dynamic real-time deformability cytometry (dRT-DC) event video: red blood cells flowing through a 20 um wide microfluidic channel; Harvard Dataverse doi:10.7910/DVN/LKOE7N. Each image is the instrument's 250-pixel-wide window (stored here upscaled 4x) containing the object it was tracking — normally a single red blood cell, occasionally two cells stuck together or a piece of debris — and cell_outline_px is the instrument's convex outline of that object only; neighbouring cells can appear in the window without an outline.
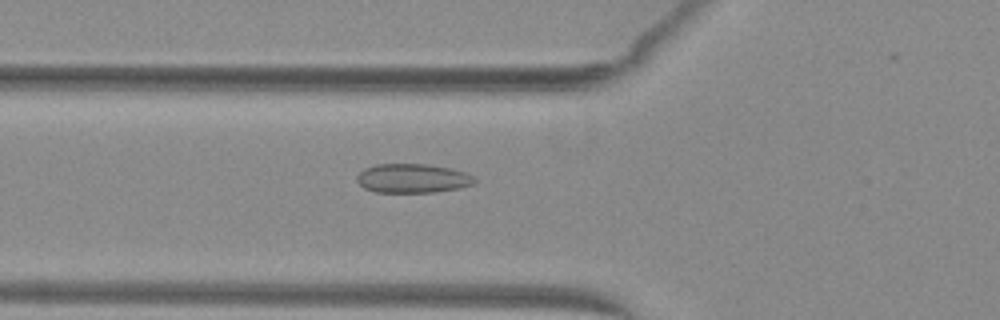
{"species": "common noctule bat (a hibernating species)", "species_latin": "Nyctalus noctula", "temperature_condition": "warm", "stored_images_in_passage": 34, "camera_frame_rate_fps": 3000, "um_per_image_px": 0.085, "animal": {"sex": "female", "body_mass_g": 29.2, "forearm_length_mm": 56.3}, "frame": {"image": 1, "passage_image": 3, "time_ms": 0.667, "image_size_px": [1000, 320], "cell_outline_px": [[476, 180], [472, 184], [460, 188], [436, 192], [376, 192], [364, 188], [356, 180], [356, 176], [364, 168], [376, 164], [428, 164], [452, 168], [464, 172], [472, 176]], "centroid_in_image_um": [35.05, 15.15], "position_along_channel_um": 90.7, "area_um2": 20.0}}
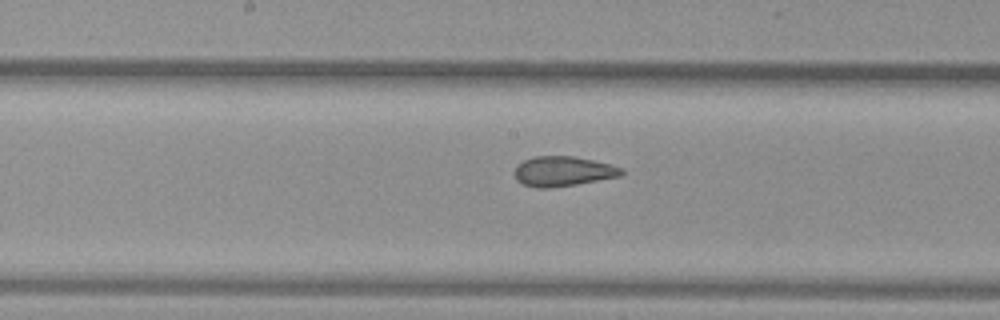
{"frame": {"image": 2, "passage_image": 11, "time_ms": 3.333, "image_size_px": [1000, 320], "cell_outline_px": [[624, 172], [620, 176], [576, 184], [552, 188], [536, 188], [524, 184], [516, 180], [512, 172], [516, 164], [532, 156], [576, 156], [612, 164], [624, 168]], "centroid_in_image_um": [47.83, 14.55], "position_along_channel_um": 200.4, "area_um2": 19.02}}
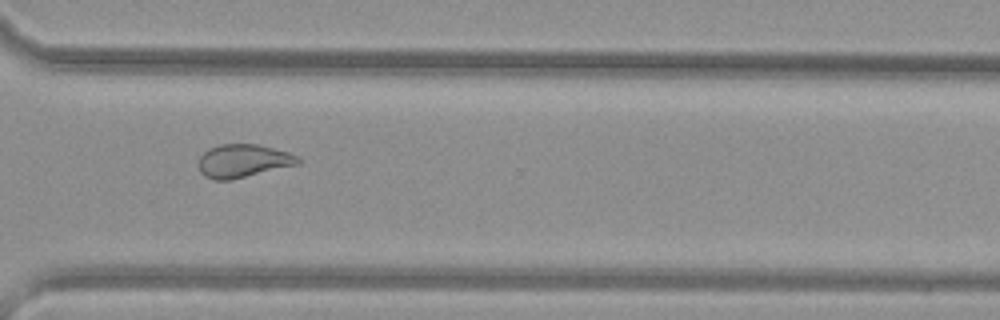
{"frame": {"image": 3, "passage_image": 22, "time_ms": 7.0, "image_size_px": [1000, 320], "cell_outline_px": [[300, 164], [232, 180], [212, 180], [204, 176], [200, 172], [200, 156], [208, 148], [220, 144], [256, 144], [288, 152], [300, 156]], "centroid_in_image_um": [20.68, 13.68], "position_along_channel_um": 349.9, "area_um2": 19.36}, "authors_computed_cell_mechanics": {"area_um2": 19.5075, "velocity_mm_per_s": 4.0995, "shape_relaxation_time_tau1_ms": null, "shape_relaxation_time_tau2_ms": 1.4549, "deformation_change_tau1": null, "deformation_change_tau2": 0.0776}}